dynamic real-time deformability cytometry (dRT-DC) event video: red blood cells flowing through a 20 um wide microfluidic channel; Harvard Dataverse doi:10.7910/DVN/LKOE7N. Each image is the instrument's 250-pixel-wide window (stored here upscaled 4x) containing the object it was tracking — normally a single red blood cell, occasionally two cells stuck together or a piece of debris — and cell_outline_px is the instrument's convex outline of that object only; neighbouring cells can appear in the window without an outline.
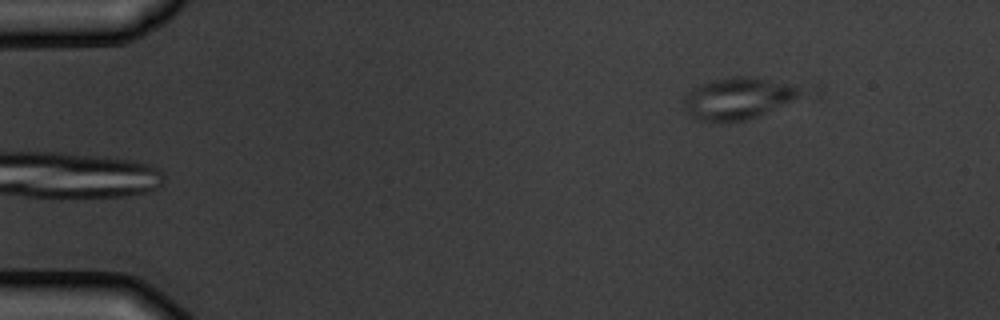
{"species": "common noctule bat (a hibernating species)", "species_latin": "Nyctalus noctula", "temperature_condition": "warm", "stored_images_in_passage": 5, "camera_frame_rate_fps": 3000, "um_per_image_px": 0.085, "animal": {"sex": "male", "body_mass_g": 19.5, "forearm_length_mm": 54.6}, "frame": {"image": 1, "passage_image": 5, "time_ms": 5.667, "image_size_px": [1000, 320], "cell_outline_px": [[804, 92], [792, 100], [756, 116], [744, 120], [716, 124], [696, 120], [688, 116], [680, 100], [692, 88], [700, 84], [712, 80], [732, 76], [752, 76], [788, 84]], "centroid_in_image_um": [62.56, 8.39], "position_along_channel_um": 22.4, "area_um2": 28.55}}